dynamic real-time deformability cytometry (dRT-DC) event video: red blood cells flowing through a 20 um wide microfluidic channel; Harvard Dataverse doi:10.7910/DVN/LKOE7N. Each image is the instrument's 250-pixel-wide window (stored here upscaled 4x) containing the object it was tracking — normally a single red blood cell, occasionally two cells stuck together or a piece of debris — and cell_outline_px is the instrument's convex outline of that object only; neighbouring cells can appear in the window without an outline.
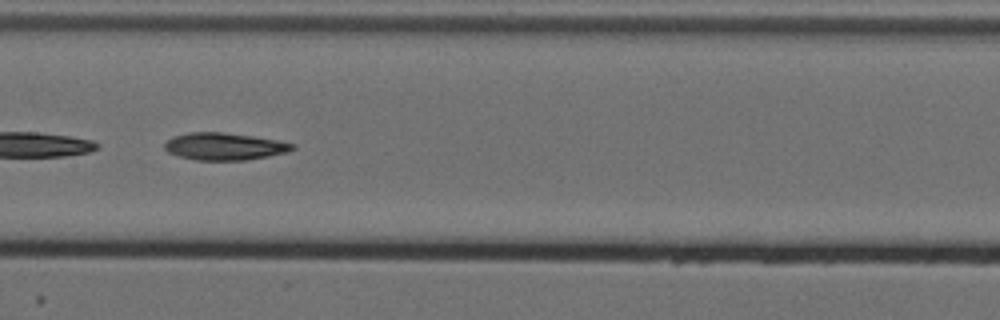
{"species": "Egyptian fruit bat (a non-hibernating species)", "species_latin": "Rousettus aegyptiacus", "temperature_condition": "cold", "stored_images_in_passage": 28, "camera_frame_rate_fps": 3000, "um_per_image_px": 0.085, "animal": {"sex": "female"}, "frame": {"image": 1, "passage_image": 24, "time_ms": 7.667, "image_size_px": [1000, 320], "cell_outline_px": [[296, 148], [288, 152], [268, 156], [244, 160], [196, 160], [176, 156], [168, 152], [164, 148], [164, 144], [172, 136], [188, 132], [224, 132], [280, 140], [296, 144]], "centroid_in_image_um": [19.08, 12.44], "position_along_channel_um": 188.3, "area_um2": 20.52}}